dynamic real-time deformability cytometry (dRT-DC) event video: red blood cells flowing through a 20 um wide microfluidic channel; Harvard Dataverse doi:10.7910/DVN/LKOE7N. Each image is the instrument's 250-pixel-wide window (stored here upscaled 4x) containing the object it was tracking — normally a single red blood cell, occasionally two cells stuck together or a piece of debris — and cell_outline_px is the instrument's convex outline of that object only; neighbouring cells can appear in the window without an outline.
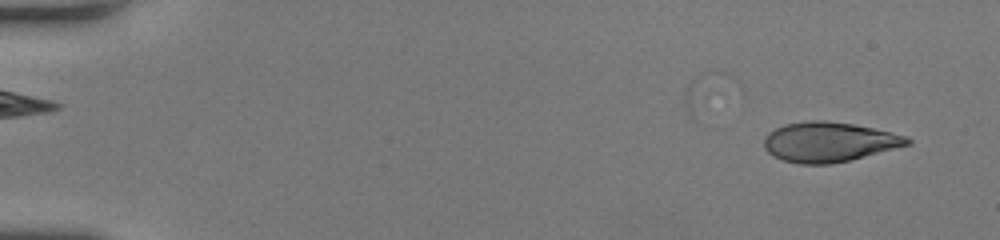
{"species": "human", "species_latin": "Homo sapiens", "temperature_condition": "room temperature", "stored_images_in_passage": 7, "camera_frame_rate_fps": 3000, "um_per_image_px": 0.085, "donor": {"sex": "female"}, "frame": {"image": 1, "passage_image": 4, "time_ms": 1.0, "image_size_px": [1000, 240], "cell_outline_px": [[912, 144], [848, 160], [828, 164], [800, 164], [784, 160], [772, 156], [764, 148], [764, 136], [768, 132], [784, 124], [808, 120], [824, 120], [852, 124], [872, 128], [908, 136], [912, 140]], "centroid_in_image_um": [70.44, 12.06], "position_along_channel_um": 14.6, "area_um2": 33.18}}